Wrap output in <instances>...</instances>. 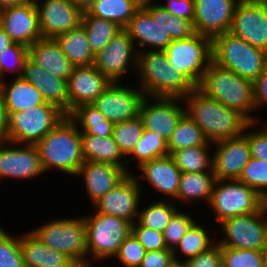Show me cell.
<instances>
[{
	"label": "cell",
	"mask_w": 267,
	"mask_h": 267,
	"mask_svg": "<svg viewBox=\"0 0 267 267\" xmlns=\"http://www.w3.org/2000/svg\"><path fill=\"white\" fill-rule=\"evenodd\" d=\"M185 113L209 143L238 137L250 123L243 115L206 96L197 87L183 98Z\"/></svg>",
	"instance_id": "1"
},
{
	"label": "cell",
	"mask_w": 267,
	"mask_h": 267,
	"mask_svg": "<svg viewBox=\"0 0 267 267\" xmlns=\"http://www.w3.org/2000/svg\"><path fill=\"white\" fill-rule=\"evenodd\" d=\"M137 75V76H136ZM136 83L149 97L188 96L197 86L170 64L164 51H138Z\"/></svg>",
	"instance_id": "2"
},
{
	"label": "cell",
	"mask_w": 267,
	"mask_h": 267,
	"mask_svg": "<svg viewBox=\"0 0 267 267\" xmlns=\"http://www.w3.org/2000/svg\"><path fill=\"white\" fill-rule=\"evenodd\" d=\"M36 147L45 173L57 170L74 177L84 162L81 131L68 115Z\"/></svg>",
	"instance_id": "3"
},
{
	"label": "cell",
	"mask_w": 267,
	"mask_h": 267,
	"mask_svg": "<svg viewBox=\"0 0 267 267\" xmlns=\"http://www.w3.org/2000/svg\"><path fill=\"white\" fill-rule=\"evenodd\" d=\"M197 88L206 96L237 111L249 122H260L255 115L254 84L231 70L211 62ZM260 120V121H259Z\"/></svg>",
	"instance_id": "4"
},
{
	"label": "cell",
	"mask_w": 267,
	"mask_h": 267,
	"mask_svg": "<svg viewBox=\"0 0 267 267\" xmlns=\"http://www.w3.org/2000/svg\"><path fill=\"white\" fill-rule=\"evenodd\" d=\"M212 62L254 82L267 66V52L228 31L212 38Z\"/></svg>",
	"instance_id": "5"
},
{
	"label": "cell",
	"mask_w": 267,
	"mask_h": 267,
	"mask_svg": "<svg viewBox=\"0 0 267 267\" xmlns=\"http://www.w3.org/2000/svg\"><path fill=\"white\" fill-rule=\"evenodd\" d=\"M83 218L86 225L88 266L94 265V262L113 259L120 245L132 233V223L117 216L93 211L83 215Z\"/></svg>",
	"instance_id": "6"
},
{
	"label": "cell",
	"mask_w": 267,
	"mask_h": 267,
	"mask_svg": "<svg viewBox=\"0 0 267 267\" xmlns=\"http://www.w3.org/2000/svg\"><path fill=\"white\" fill-rule=\"evenodd\" d=\"M31 231L52 250L68 256L78 267L88 266L86 225L83 215L52 218Z\"/></svg>",
	"instance_id": "7"
},
{
	"label": "cell",
	"mask_w": 267,
	"mask_h": 267,
	"mask_svg": "<svg viewBox=\"0 0 267 267\" xmlns=\"http://www.w3.org/2000/svg\"><path fill=\"white\" fill-rule=\"evenodd\" d=\"M267 202L238 179L215 180L208 207L216 224L225 219L258 212Z\"/></svg>",
	"instance_id": "8"
},
{
	"label": "cell",
	"mask_w": 267,
	"mask_h": 267,
	"mask_svg": "<svg viewBox=\"0 0 267 267\" xmlns=\"http://www.w3.org/2000/svg\"><path fill=\"white\" fill-rule=\"evenodd\" d=\"M159 3L139 7L124 28L137 51H163L172 42L167 22L171 13Z\"/></svg>",
	"instance_id": "9"
},
{
	"label": "cell",
	"mask_w": 267,
	"mask_h": 267,
	"mask_svg": "<svg viewBox=\"0 0 267 267\" xmlns=\"http://www.w3.org/2000/svg\"><path fill=\"white\" fill-rule=\"evenodd\" d=\"M8 141L36 145L67 115L57 106L44 103L29 110L7 113Z\"/></svg>",
	"instance_id": "10"
},
{
	"label": "cell",
	"mask_w": 267,
	"mask_h": 267,
	"mask_svg": "<svg viewBox=\"0 0 267 267\" xmlns=\"http://www.w3.org/2000/svg\"><path fill=\"white\" fill-rule=\"evenodd\" d=\"M163 51L173 68L198 86L212 62V38L195 33L186 39L172 40Z\"/></svg>",
	"instance_id": "11"
},
{
	"label": "cell",
	"mask_w": 267,
	"mask_h": 267,
	"mask_svg": "<svg viewBox=\"0 0 267 267\" xmlns=\"http://www.w3.org/2000/svg\"><path fill=\"white\" fill-rule=\"evenodd\" d=\"M218 225L223 235L216 242L221 247L261 250L267 241V203L258 212L231 217Z\"/></svg>",
	"instance_id": "12"
},
{
	"label": "cell",
	"mask_w": 267,
	"mask_h": 267,
	"mask_svg": "<svg viewBox=\"0 0 267 267\" xmlns=\"http://www.w3.org/2000/svg\"><path fill=\"white\" fill-rule=\"evenodd\" d=\"M138 51L128 33L120 30L108 45L95 54L94 66L111 82H121L127 73L137 70ZM131 69V70H129Z\"/></svg>",
	"instance_id": "13"
},
{
	"label": "cell",
	"mask_w": 267,
	"mask_h": 267,
	"mask_svg": "<svg viewBox=\"0 0 267 267\" xmlns=\"http://www.w3.org/2000/svg\"><path fill=\"white\" fill-rule=\"evenodd\" d=\"M140 181L129 173L112 190L92 204L93 211L105 213L135 223L143 198ZM142 196V197H141ZM141 199V200H140Z\"/></svg>",
	"instance_id": "14"
},
{
	"label": "cell",
	"mask_w": 267,
	"mask_h": 267,
	"mask_svg": "<svg viewBox=\"0 0 267 267\" xmlns=\"http://www.w3.org/2000/svg\"><path fill=\"white\" fill-rule=\"evenodd\" d=\"M121 82H111L105 91L92 103L113 124L135 118L140 113V105L145 97L137 86Z\"/></svg>",
	"instance_id": "15"
},
{
	"label": "cell",
	"mask_w": 267,
	"mask_h": 267,
	"mask_svg": "<svg viewBox=\"0 0 267 267\" xmlns=\"http://www.w3.org/2000/svg\"><path fill=\"white\" fill-rule=\"evenodd\" d=\"M184 114L183 98L149 96L143 98L139 113L144 129L155 132L167 142Z\"/></svg>",
	"instance_id": "16"
},
{
	"label": "cell",
	"mask_w": 267,
	"mask_h": 267,
	"mask_svg": "<svg viewBox=\"0 0 267 267\" xmlns=\"http://www.w3.org/2000/svg\"><path fill=\"white\" fill-rule=\"evenodd\" d=\"M45 172L36 145L5 142L0 144V181L33 179Z\"/></svg>",
	"instance_id": "17"
},
{
	"label": "cell",
	"mask_w": 267,
	"mask_h": 267,
	"mask_svg": "<svg viewBox=\"0 0 267 267\" xmlns=\"http://www.w3.org/2000/svg\"><path fill=\"white\" fill-rule=\"evenodd\" d=\"M42 38L55 39L82 23L83 11L71 0L35 2Z\"/></svg>",
	"instance_id": "18"
},
{
	"label": "cell",
	"mask_w": 267,
	"mask_h": 267,
	"mask_svg": "<svg viewBox=\"0 0 267 267\" xmlns=\"http://www.w3.org/2000/svg\"><path fill=\"white\" fill-rule=\"evenodd\" d=\"M229 32L267 52V4L239 1Z\"/></svg>",
	"instance_id": "19"
},
{
	"label": "cell",
	"mask_w": 267,
	"mask_h": 267,
	"mask_svg": "<svg viewBox=\"0 0 267 267\" xmlns=\"http://www.w3.org/2000/svg\"><path fill=\"white\" fill-rule=\"evenodd\" d=\"M213 173L216 180L239 179L251 158L250 145L243 133L238 137L213 143Z\"/></svg>",
	"instance_id": "20"
},
{
	"label": "cell",
	"mask_w": 267,
	"mask_h": 267,
	"mask_svg": "<svg viewBox=\"0 0 267 267\" xmlns=\"http://www.w3.org/2000/svg\"><path fill=\"white\" fill-rule=\"evenodd\" d=\"M193 26L196 33L214 38L230 31L240 0H194Z\"/></svg>",
	"instance_id": "21"
},
{
	"label": "cell",
	"mask_w": 267,
	"mask_h": 267,
	"mask_svg": "<svg viewBox=\"0 0 267 267\" xmlns=\"http://www.w3.org/2000/svg\"><path fill=\"white\" fill-rule=\"evenodd\" d=\"M0 26L14 43L27 48L42 38L35 2L0 11Z\"/></svg>",
	"instance_id": "22"
},
{
	"label": "cell",
	"mask_w": 267,
	"mask_h": 267,
	"mask_svg": "<svg viewBox=\"0 0 267 267\" xmlns=\"http://www.w3.org/2000/svg\"><path fill=\"white\" fill-rule=\"evenodd\" d=\"M111 84L94 65L74 67L67 80L68 115L83 104H92Z\"/></svg>",
	"instance_id": "23"
},
{
	"label": "cell",
	"mask_w": 267,
	"mask_h": 267,
	"mask_svg": "<svg viewBox=\"0 0 267 267\" xmlns=\"http://www.w3.org/2000/svg\"><path fill=\"white\" fill-rule=\"evenodd\" d=\"M138 170L141 174L137 176L136 173L134 175L138 181L147 182V184H150L149 186H152L149 188H153L154 192L157 191V193L163 195L162 197H166L161 198V200L176 202L182 172L170 155L145 162Z\"/></svg>",
	"instance_id": "24"
},
{
	"label": "cell",
	"mask_w": 267,
	"mask_h": 267,
	"mask_svg": "<svg viewBox=\"0 0 267 267\" xmlns=\"http://www.w3.org/2000/svg\"><path fill=\"white\" fill-rule=\"evenodd\" d=\"M128 173L121 167L111 163L84 161L77 173L82 177L88 200L93 204L119 184Z\"/></svg>",
	"instance_id": "25"
},
{
	"label": "cell",
	"mask_w": 267,
	"mask_h": 267,
	"mask_svg": "<svg viewBox=\"0 0 267 267\" xmlns=\"http://www.w3.org/2000/svg\"><path fill=\"white\" fill-rule=\"evenodd\" d=\"M41 93L46 103L53 104L68 115L67 80L47 73L29 58L24 62L22 76Z\"/></svg>",
	"instance_id": "26"
},
{
	"label": "cell",
	"mask_w": 267,
	"mask_h": 267,
	"mask_svg": "<svg viewBox=\"0 0 267 267\" xmlns=\"http://www.w3.org/2000/svg\"><path fill=\"white\" fill-rule=\"evenodd\" d=\"M28 58L47 73L68 80L74 66L55 39L41 38L28 47Z\"/></svg>",
	"instance_id": "27"
},
{
	"label": "cell",
	"mask_w": 267,
	"mask_h": 267,
	"mask_svg": "<svg viewBox=\"0 0 267 267\" xmlns=\"http://www.w3.org/2000/svg\"><path fill=\"white\" fill-rule=\"evenodd\" d=\"M20 247L25 267H78L68 256L45 245L30 229L20 233Z\"/></svg>",
	"instance_id": "28"
},
{
	"label": "cell",
	"mask_w": 267,
	"mask_h": 267,
	"mask_svg": "<svg viewBox=\"0 0 267 267\" xmlns=\"http://www.w3.org/2000/svg\"><path fill=\"white\" fill-rule=\"evenodd\" d=\"M0 97L6 113L29 110L45 103L40 91L23 77L0 81Z\"/></svg>",
	"instance_id": "29"
},
{
	"label": "cell",
	"mask_w": 267,
	"mask_h": 267,
	"mask_svg": "<svg viewBox=\"0 0 267 267\" xmlns=\"http://www.w3.org/2000/svg\"><path fill=\"white\" fill-rule=\"evenodd\" d=\"M84 161L111 163L126 171V157L113 136L99 137L81 134Z\"/></svg>",
	"instance_id": "30"
},
{
	"label": "cell",
	"mask_w": 267,
	"mask_h": 267,
	"mask_svg": "<svg viewBox=\"0 0 267 267\" xmlns=\"http://www.w3.org/2000/svg\"><path fill=\"white\" fill-rule=\"evenodd\" d=\"M215 180L213 172L181 173L175 202L176 205H178L180 201L183 202V204L187 203L192 205L194 204L193 202L202 200V203L205 201L204 203L207 206L212 196Z\"/></svg>",
	"instance_id": "31"
},
{
	"label": "cell",
	"mask_w": 267,
	"mask_h": 267,
	"mask_svg": "<svg viewBox=\"0 0 267 267\" xmlns=\"http://www.w3.org/2000/svg\"><path fill=\"white\" fill-rule=\"evenodd\" d=\"M55 40L74 67L94 65L95 55L90 49L87 32L82 24Z\"/></svg>",
	"instance_id": "32"
},
{
	"label": "cell",
	"mask_w": 267,
	"mask_h": 267,
	"mask_svg": "<svg viewBox=\"0 0 267 267\" xmlns=\"http://www.w3.org/2000/svg\"><path fill=\"white\" fill-rule=\"evenodd\" d=\"M198 222L200 221H195L191 225L179 244L173 250L174 259L185 261L207 251L216 243V236H211L212 233L209 228H204L206 226ZM183 257L184 259H182Z\"/></svg>",
	"instance_id": "33"
},
{
	"label": "cell",
	"mask_w": 267,
	"mask_h": 267,
	"mask_svg": "<svg viewBox=\"0 0 267 267\" xmlns=\"http://www.w3.org/2000/svg\"><path fill=\"white\" fill-rule=\"evenodd\" d=\"M68 116L77 124L81 134L107 137L113 133L114 124L92 104L78 106Z\"/></svg>",
	"instance_id": "34"
},
{
	"label": "cell",
	"mask_w": 267,
	"mask_h": 267,
	"mask_svg": "<svg viewBox=\"0 0 267 267\" xmlns=\"http://www.w3.org/2000/svg\"><path fill=\"white\" fill-rule=\"evenodd\" d=\"M167 155H169L167 141L155 132L144 129L140 140L126 157V172L128 174L133 173L132 168L130 169L131 166L128 164L129 161L136 162V167L139 168L145 162Z\"/></svg>",
	"instance_id": "35"
},
{
	"label": "cell",
	"mask_w": 267,
	"mask_h": 267,
	"mask_svg": "<svg viewBox=\"0 0 267 267\" xmlns=\"http://www.w3.org/2000/svg\"><path fill=\"white\" fill-rule=\"evenodd\" d=\"M139 7L133 0H95L87 12L91 16L115 22L124 29Z\"/></svg>",
	"instance_id": "36"
},
{
	"label": "cell",
	"mask_w": 267,
	"mask_h": 267,
	"mask_svg": "<svg viewBox=\"0 0 267 267\" xmlns=\"http://www.w3.org/2000/svg\"><path fill=\"white\" fill-rule=\"evenodd\" d=\"M170 156L182 173L213 172V146L184 148Z\"/></svg>",
	"instance_id": "37"
},
{
	"label": "cell",
	"mask_w": 267,
	"mask_h": 267,
	"mask_svg": "<svg viewBox=\"0 0 267 267\" xmlns=\"http://www.w3.org/2000/svg\"><path fill=\"white\" fill-rule=\"evenodd\" d=\"M81 24L87 32L88 43L94 55L105 48L122 30L115 22L91 16L87 11L83 12Z\"/></svg>",
	"instance_id": "38"
},
{
	"label": "cell",
	"mask_w": 267,
	"mask_h": 267,
	"mask_svg": "<svg viewBox=\"0 0 267 267\" xmlns=\"http://www.w3.org/2000/svg\"><path fill=\"white\" fill-rule=\"evenodd\" d=\"M205 138L202 130L185 113L177 123L174 131L167 142L169 155L184 148L195 146H212Z\"/></svg>",
	"instance_id": "39"
},
{
	"label": "cell",
	"mask_w": 267,
	"mask_h": 267,
	"mask_svg": "<svg viewBox=\"0 0 267 267\" xmlns=\"http://www.w3.org/2000/svg\"><path fill=\"white\" fill-rule=\"evenodd\" d=\"M148 203L145 206L139 207L137 222L143 226L156 231H164L173 214L178 210L176 203L170 200H161ZM142 208V209H140Z\"/></svg>",
	"instance_id": "40"
},
{
	"label": "cell",
	"mask_w": 267,
	"mask_h": 267,
	"mask_svg": "<svg viewBox=\"0 0 267 267\" xmlns=\"http://www.w3.org/2000/svg\"><path fill=\"white\" fill-rule=\"evenodd\" d=\"M143 132L144 122L138 115L133 119L114 124L112 136L122 154L127 157L140 140Z\"/></svg>",
	"instance_id": "41"
},
{
	"label": "cell",
	"mask_w": 267,
	"mask_h": 267,
	"mask_svg": "<svg viewBox=\"0 0 267 267\" xmlns=\"http://www.w3.org/2000/svg\"><path fill=\"white\" fill-rule=\"evenodd\" d=\"M267 202V161L251 157L238 179Z\"/></svg>",
	"instance_id": "42"
},
{
	"label": "cell",
	"mask_w": 267,
	"mask_h": 267,
	"mask_svg": "<svg viewBox=\"0 0 267 267\" xmlns=\"http://www.w3.org/2000/svg\"><path fill=\"white\" fill-rule=\"evenodd\" d=\"M27 58L28 48L26 46L18 43H13L8 46L0 54V81L7 79V77H9L7 75H10V73L13 74V78L21 77L23 74L24 62ZM14 74L16 76H14Z\"/></svg>",
	"instance_id": "43"
},
{
	"label": "cell",
	"mask_w": 267,
	"mask_h": 267,
	"mask_svg": "<svg viewBox=\"0 0 267 267\" xmlns=\"http://www.w3.org/2000/svg\"><path fill=\"white\" fill-rule=\"evenodd\" d=\"M0 225V267H25L20 234L11 235Z\"/></svg>",
	"instance_id": "44"
},
{
	"label": "cell",
	"mask_w": 267,
	"mask_h": 267,
	"mask_svg": "<svg viewBox=\"0 0 267 267\" xmlns=\"http://www.w3.org/2000/svg\"><path fill=\"white\" fill-rule=\"evenodd\" d=\"M179 209L173 214L163 231L165 245L171 250L175 249L191 225L197 220L196 217H192L194 215H189L187 211L183 210L182 212V209Z\"/></svg>",
	"instance_id": "45"
},
{
	"label": "cell",
	"mask_w": 267,
	"mask_h": 267,
	"mask_svg": "<svg viewBox=\"0 0 267 267\" xmlns=\"http://www.w3.org/2000/svg\"><path fill=\"white\" fill-rule=\"evenodd\" d=\"M223 267H262L260 250L221 247Z\"/></svg>",
	"instance_id": "46"
},
{
	"label": "cell",
	"mask_w": 267,
	"mask_h": 267,
	"mask_svg": "<svg viewBox=\"0 0 267 267\" xmlns=\"http://www.w3.org/2000/svg\"><path fill=\"white\" fill-rule=\"evenodd\" d=\"M146 253L145 248L131 233L120 245L118 253L112 260L122 267H139Z\"/></svg>",
	"instance_id": "47"
},
{
	"label": "cell",
	"mask_w": 267,
	"mask_h": 267,
	"mask_svg": "<svg viewBox=\"0 0 267 267\" xmlns=\"http://www.w3.org/2000/svg\"><path fill=\"white\" fill-rule=\"evenodd\" d=\"M263 123L250 122L245 128L244 134L250 145L251 157L267 161V121ZM257 125L261 126L262 129Z\"/></svg>",
	"instance_id": "48"
},
{
	"label": "cell",
	"mask_w": 267,
	"mask_h": 267,
	"mask_svg": "<svg viewBox=\"0 0 267 267\" xmlns=\"http://www.w3.org/2000/svg\"><path fill=\"white\" fill-rule=\"evenodd\" d=\"M132 233L146 252L167 249L162 232L143 227L136 221L132 224Z\"/></svg>",
	"instance_id": "49"
},
{
	"label": "cell",
	"mask_w": 267,
	"mask_h": 267,
	"mask_svg": "<svg viewBox=\"0 0 267 267\" xmlns=\"http://www.w3.org/2000/svg\"><path fill=\"white\" fill-rule=\"evenodd\" d=\"M187 267H223L221 246L216 242L207 251L185 260Z\"/></svg>",
	"instance_id": "50"
},
{
	"label": "cell",
	"mask_w": 267,
	"mask_h": 267,
	"mask_svg": "<svg viewBox=\"0 0 267 267\" xmlns=\"http://www.w3.org/2000/svg\"><path fill=\"white\" fill-rule=\"evenodd\" d=\"M168 22V34L172 40L186 39L194 35L193 23L181 17L171 15Z\"/></svg>",
	"instance_id": "51"
},
{
	"label": "cell",
	"mask_w": 267,
	"mask_h": 267,
	"mask_svg": "<svg viewBox=\"0 0 267 267\" xmlns=\"http://www.w3.org/2000/svg\"><path fill=\"white\" fill-rule=\"evenodd\" d=\"M164 9L171 13V15L184 18L193 23L194 20V0H167L160 4Z\"/></svg>",
	"instance_id": "52"
},
{
	"label": "cell",
	"mask_w": 267,
	"mask_h": 267,
	"mask_svg": "<svg viewBox=\"0 0 267 267\" xmlns=\"http://www.w3.org/2000/svg\"><path fill=\"white\" fill-rule=\"evenodd\" d=\"M173 250L164 249L145 253L139 267H168L173 261Z\"/></svg>",
	"instance_id": "53"
},
{
	"label": "cell",
	"mask_w": 267,
	"mask_h": 267,
	"mask_svg": "<svg viewBox=\"0 0 267 267\" xmlns=\"http://www.w3.org/2000/svg\"><path fill=\"white\" fill-rule=\"evenodd\" d=\"M254 84V99L255 111H260V108L267 106V66L259 77L253 82ZM258 109V110H257Z\"/></svg>",
	"instance_id": "54"
},
{
	"label": "cell",
	"mask_w": 267,
	"mask_h": 267,
	"mask_svg": "<svg viewBox=\"0 0 267 267\" xmlns=\"http://www.w3.org/2000/svg\"><path fill=\"white\" fill-rule=\"evenodd\" d=\"M7 120L8 116L0 97V144L8 141Z\"/></svg>",
	"instance_id": "55"
},
{
	"label": "cell",
	"mask_w": 267,
	"mask_h": 267,
	"mask_svg": "<svg viewBox=\"0 0 267 267\" xmlns=\"http://www.w3.org/2000/svg\"><path fill=\"white\" fill-rule=\"evenodd\" d=\"M13 43L9 35L0 26V54Z\"/></svg>",
	"instance_id": "56"
},
{
	"label": "cell",
	"mask_w": 267,
	"mask_h": 267,
	"mask_svg": "<svg viewBox=\"0 0 267 267\" xmlns=\"http://www.w3.org/2000/svg\"><path fill=\"white\" fill-rule=\"evenodd\" d=\"M28 0H0V11L20 5H24Z\"/></svg>",
	"instance_id": "57"
},
{
	"label": "cell",
	"mask_w": 267,
	"mask_h": 267,
	"mask_svg": "<svg viewBox=\"0 0 267 267\" xmlns=\"http://www.w3.org/2000/svg\"><path fill=\"white\" fill-rule=\"evenodd\" d=\"M76 6H78L83 12L95 2V0H71Z\"/></svg>",
	"instance_id": "58"
},
{
	"label": "cell",
	"mask_w": 267,
	"mask_h": 267,
	"mask_svg": "<svg viewBox=\"0 0 267 267\" xmlns=\"http://www.w3.org/2000/svg\"><path fill=\"white\" fill-rule=\"evenodd\" d=\"M261 257H262V267H267V241L266 244L261 248Z\"/></svg>",
	"instance_id": "59"
},
{
	"label": "cell",
	"mask_w": 267,
	"mask_h": 267,
	"mask_svg": "<svg viewBox=\"0 0 267 267\" xmlns=\"http://www.w3.org/2000/svg\"><path fill=\"white\" fill-rule=\"evenodd\" d=\"M168 267H187V266L184 260L173 259V261L169 264Z\"/></svg>",
	"instance_id": "60"
},
{
	"label": "cell",
	"mask_w": 267,
	"mask_h": 267,
	"mask_svg": "<svg viewBox=\"0 0 267 267\" xmlns=\"http://www.w3.org/2000/svg\"><path fill=\"white\" fill-rule=\"evenodd\" d=\"M137 5H139L140 7L145 6V5H149L152 2H157L158 0H133Z\"/></svg>",
	"instance_id": "61"
},
{
	"label": "cell",
	"mask_w": 267,
	"mask_h": 267,
	"mask_svg": "<svg viewBox=\"0 0 267 267\" xmlns=\"http://www.w3.org/2000/svg\"><path fill=\"white\" fill-rule=\"evenodd\" d=\"M240 1L249 2V3L267 4V0H240Z\"/></svg>",
	"instance_id": "62"
},
{
	"label": "cell",
	"mask_w": 267,
	"mask_h": 267,
	"mask_svg": "<svg viewBox=\"0 0 267 267\" xmlns=\"http://www.w3.org/2000/svg\"><path fill=\"white\" fill-rule=\"evenodd\" d=\"M29 2H37L38 0H28Z\"/></svg>",
	"instance_id": "63"
}]
</instances>
